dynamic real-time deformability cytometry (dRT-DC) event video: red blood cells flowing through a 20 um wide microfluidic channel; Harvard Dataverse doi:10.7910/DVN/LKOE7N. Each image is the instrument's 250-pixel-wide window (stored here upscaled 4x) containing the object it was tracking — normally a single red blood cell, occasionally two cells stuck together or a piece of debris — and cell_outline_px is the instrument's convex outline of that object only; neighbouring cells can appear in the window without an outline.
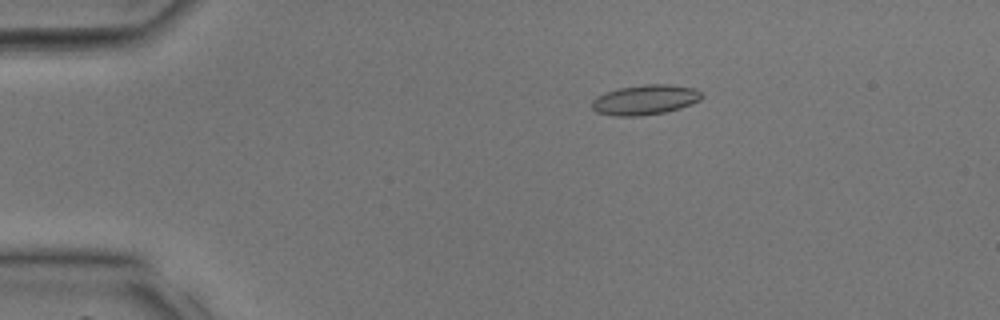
{"species": "common noctule bat (a hibernating species)", "species_latin": "Nyctalus noctula", "temperature_condition": "room temperature", "stored_images_in_passage": 31, "camera_frame_rate_fps": 3000, "um_per_image_px": 0.085, "animal": {"sex": "male", "body_mass_g": 17.9, "forearm_length_mm": 54.2}, "frame": {"image": 1, "passage_image": 1, "time_ms": 0.0, "image_size_px": [1000, 320], "cell_outline_px": [[704, 96], [700, 100], [680, 108], [664, 112], [640, 116], [616, 116], [596, 112], [592, 108], [592, 100], [596, 96], [604, 92], [620, 88], [644, 84], [668, 84], [692, 88], [700, 92]], "centroid_in_image_um": [54.8, 8.48], "position_along_channel_um": 30.2, "area_um2": 19.13}}
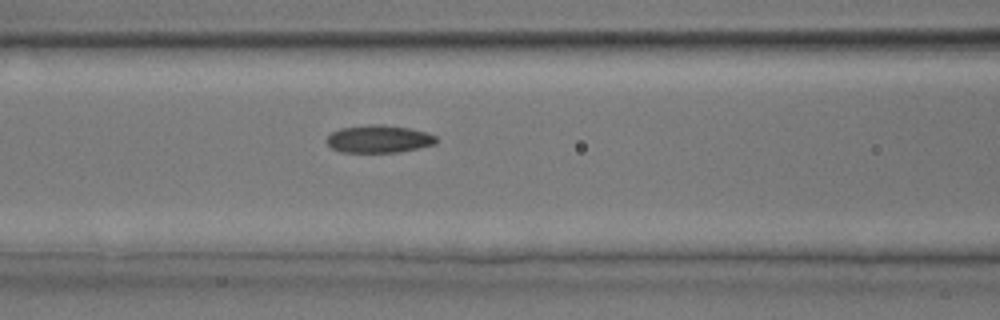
{"frame": {"image": 2, "passage_image": 10, "time_ms": 3.0, "image_size_px": [1000, 320], "cell_outline_px": [[436, 144], [400, 152], [340, 152], [332, 148], [328, 144], [328, 136], [332, 132], [340, 128], [368, 124], [380, 124], [408, 128], [428, 132], [436, 136]], "centroid_in_image_um": [32.22, 11.81], "position_along_channel_um": 134.4, "area_um2": 17.63}}
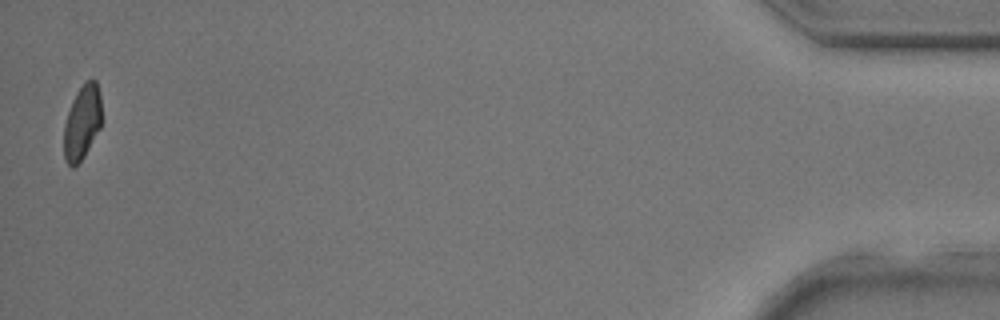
{"frame": {"image": 3, "passage_image": 31, "time_ms": 10.0, "image_size_px": [1000, 320], "cell_outline_px": [[100, 128], [84, 156], [72, 168], [64, 160], [64, 124], [72, 100], [76, 92], [84, 80], [96, 80], [100, 96]], "centroid_in_image_um": [6.96, 10.38], "position_along_channel_um": 428.2, "area_um2": 16.24}}